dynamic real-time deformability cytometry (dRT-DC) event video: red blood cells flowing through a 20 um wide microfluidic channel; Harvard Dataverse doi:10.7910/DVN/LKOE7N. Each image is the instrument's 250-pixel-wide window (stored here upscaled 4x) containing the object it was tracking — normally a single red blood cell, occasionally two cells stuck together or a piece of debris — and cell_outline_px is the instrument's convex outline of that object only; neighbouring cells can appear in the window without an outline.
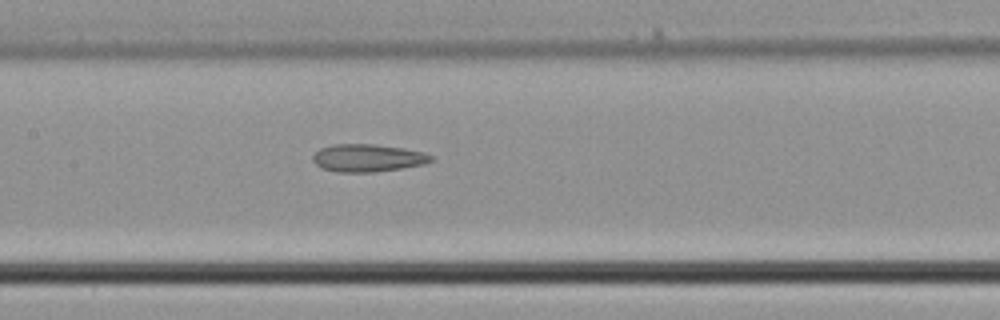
{"species": "common noctule bat (a hibernating species)", "species_latin": "Nyctalus noctula", "temperature_condition": "cold", "stored_images_in_passage": 6, "camera_frame_rate_fps": 3000, "um_per_image_px": 0.085, "animal": {"sex": "male", "body_mass_g": 21.5, "forearm_length_mm": 52.0}, "frame": {"image": 1, "passage_image": 6, "time_ms": 1.667, "image_size_px": [1000, 320], "cell_outline_px": [[432, 160], [424, 164], [400, 168], [372, 172], [336, 172], [320, 168], [312, 160], [312, 156], [320, 148], [332, 144], [376, 144], [404, 148], [424, 152], [432, 156]], "centroid_in_image_um": [31.22, 13.42], "position_along_channel_um": 176.2, "area_um2": 19.07}}